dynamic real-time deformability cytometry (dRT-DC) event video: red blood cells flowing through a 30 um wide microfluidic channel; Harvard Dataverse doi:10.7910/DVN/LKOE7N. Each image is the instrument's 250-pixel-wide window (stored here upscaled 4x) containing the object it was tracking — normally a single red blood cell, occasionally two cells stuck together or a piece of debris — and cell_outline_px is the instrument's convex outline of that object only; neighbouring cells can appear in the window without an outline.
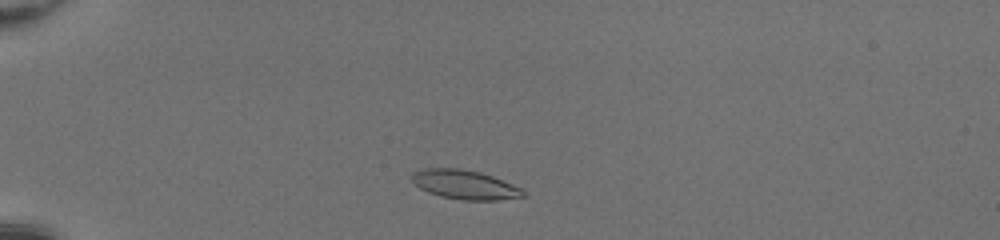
{"species": "common noctule bat (a hibernating species)", "species_latin": "Nyctalus noctula", "temperature_condition": "room temperature", "stored_images_in_passage": 37, "camera_frame_rate_fps": 3000, "um_per_image_px": 0.085, "animal": {"sex": "female", "body_mass_g": 20.0, "forearm_length_mm": 54.0}, "frame": {"image": 1, "passage_image": 1, "time_ms": 0.0, "image_size_px": [1000, 240], "cell_outline_px": [[528, 196], [500, 200], [460, 200], [440, 196], [428, 192], [420, 188], [412, 180], [412, 172], [420, 168], [460, 168], [480, 172], [492, 176], [512, 184], [520, 188]], "centroid_in_image_um": [39.5, 15.69], "position_along_channel_um": 45.5, "area_um2": 19.02}}
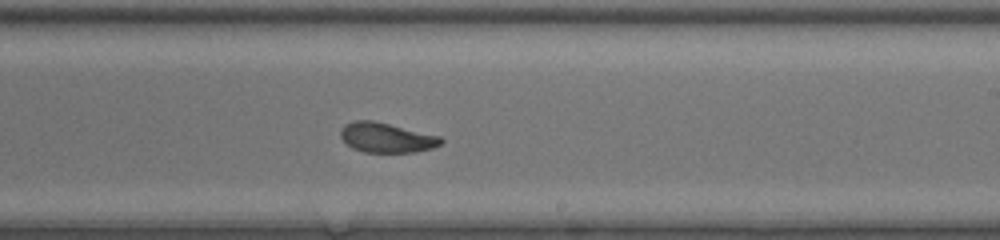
{"frame": {"image": 2, "passage_image": 19, "time_ms": 6.0, "image_size_px": [1000, 240], "cell_outline_px": [[444, 140], [440, 144], [432, 148], [416, 152], [364, 152], [352, 148], [340, 136], [340, 128], [344, 124], [352, 120], [372, 120], [440, 136]], "centroid_in_image_um": [32.82, 11.69], "position_along_channel_um": 256.2, "area_um2": 17.4}}
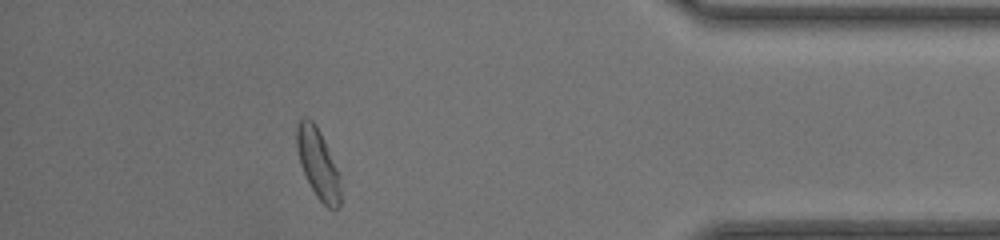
{"frame": {"image": 3, "passage_image": 32, "time_ms": 10.333, "image_size_px": [1000, 240], "cell_outline_px": [[340, 204], [336, 208], [328, 208], [316, 196], [300, 164], [296, 148], [296, 124], [304, 116], [308, 116], [316, 124], [324, 140], [340, 176]], "centroid_in_image_um": [27.01, 13.85], "position_along_channel_um": 408.2, "area_um2": 17.69}, "authors_computed_cell_mechanics": {"area_um2": 17.918, "velocity_mm_per_s": 4.2762, "shape_relaxation_time_tau1_ms": 2.7204, "shape_relaxation_time_tau2_ms": 2.3432, "deformation_change_tau1": 0.1376, "deformation_change_tau2": 0.0884}}